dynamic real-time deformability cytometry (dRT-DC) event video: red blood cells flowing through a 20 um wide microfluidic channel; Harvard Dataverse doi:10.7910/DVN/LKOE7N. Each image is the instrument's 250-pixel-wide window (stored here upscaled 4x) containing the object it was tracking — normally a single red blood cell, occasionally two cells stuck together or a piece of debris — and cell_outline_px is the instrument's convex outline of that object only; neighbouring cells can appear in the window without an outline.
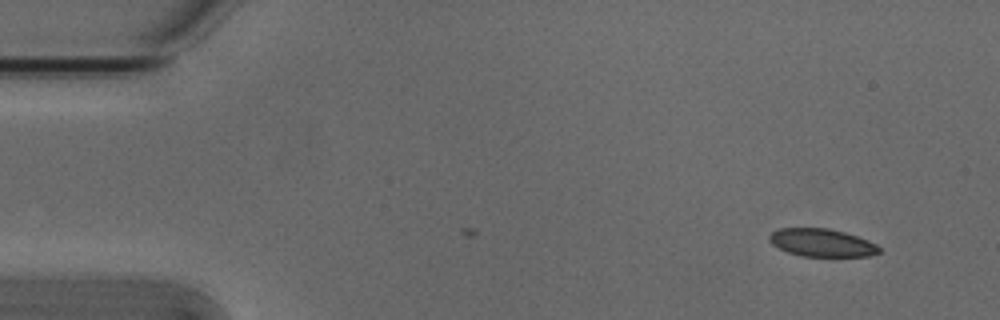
{"species": "Egyptian fruit bat (a non-hibernating species)", "species_latin": "Rousettus aegyptiacus", "temperature_condition": "cold", "stored_images_in_passage": 2, "camera_frame_rate_fps": 3000, "um_per_image_px": 0.085, "animal": {"sex": "male"}, "frame": {"image": 1, "passage_image": 2, "time_ms": 0.333, "image_size_px": [1000, 320], "cell_outline_px": [[880, 252], [868, 256], [800, 256], [788, 252], [772, 244], [768, 240], [768, 236], [772, 232], [780, 228], [828, 228], [844, 232], [868, 240], [876, 244], [880, 248]], "centroid_in_image_um": [69.84, 20.63], "position_along_channel_um": 15.2, "area_um2": 17.74}}